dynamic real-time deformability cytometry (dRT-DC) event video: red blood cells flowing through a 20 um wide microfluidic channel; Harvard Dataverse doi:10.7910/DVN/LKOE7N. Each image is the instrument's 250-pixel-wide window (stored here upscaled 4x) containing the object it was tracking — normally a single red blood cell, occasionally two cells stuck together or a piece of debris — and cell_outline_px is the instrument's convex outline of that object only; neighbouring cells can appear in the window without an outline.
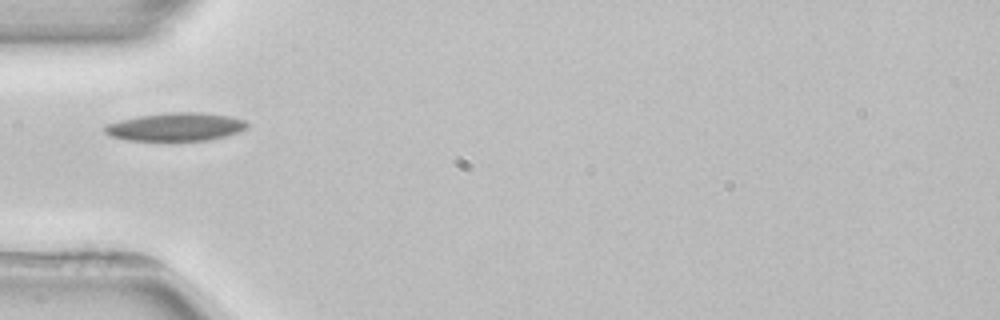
{"species": "common noctule bat (a hibernating species)", "species_latin": "Nyctalus noctula", "temperature_condition": "room temperature", "stored_images_in_passage": 1, "camera_frame_rate_fps": 3000, "um_per_image_px": 0.085, "animal": {"sex": "female", "body_mass_g": 22.7, "forearm_length_mm": 54.2}, "frame": {"image": 1, "passage_image": 1, "time_ms": 0.0, "image_size_px": [1000, 320], "cell_outline_px": [[248, 128], [240, 132], [208, 140], [128, 140], [108, 136], [104, 132], [104, 124], [120, 120], [140, 116], [168, 112], [200, 112], [228, 116], [244, 120], [248, 124]], "centroid_in_image_um": [14.91, 10.78], "position_along_channel_um": 70.1, "area_um2": 23.35}}